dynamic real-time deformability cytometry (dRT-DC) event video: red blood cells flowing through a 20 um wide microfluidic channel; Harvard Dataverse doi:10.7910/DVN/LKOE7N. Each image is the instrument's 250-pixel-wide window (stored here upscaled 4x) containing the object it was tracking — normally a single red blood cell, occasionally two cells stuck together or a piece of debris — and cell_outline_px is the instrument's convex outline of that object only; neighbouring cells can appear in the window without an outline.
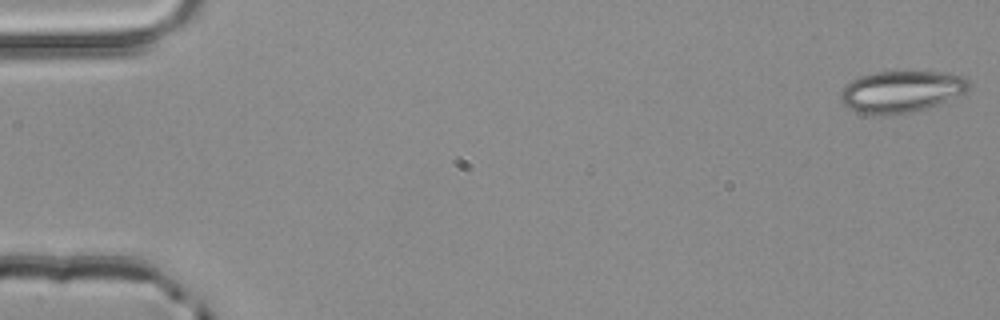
{"species": "common noctule bat (a hibernating species)", "species_latin": "Nyctalus noctula", "temperature_condition": "room temperature", "stored_images_in_passage": 3, "camera_frame_rate_fps": 3000, "um_per_image_px": 0.085, "animal": {"sex": "male", "body_mass_g": 20.4}, "frame": {"image": 1, "passage_image": 1, "time_ms": 0.0, "image_size_px": [1000, 320], "cell_outline_px": [[972, 84], [964, 92], [936, 104], [924, 108], [908, 112], [860, 112], [848, 108], [840, 100], [840, 92], [852, 80], [860, 76], [876, 72], [960, 72]], "centroid_in_image_um": [76.66, 7.72], "position_along_channel_um": 8.3, "area_um2": 30.23}}
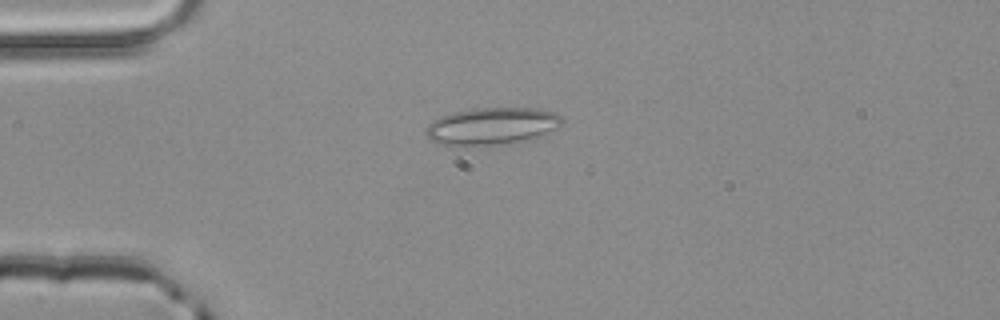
{"frame": {"image": 2, "passage_image": 3, "time_ms": 0.667, "image_size_px": [1000, 320], "cell_outline_px": [[564, 124], [560, 128], [544, 136], [532, 140], [484, 148], [456, 148], [440, 144], [432, 140], [428, 136], [428, 124], [432, 120], [440, 116], [452, 112], [472, 108], [540, 108], [556, 112], [564, 120]], "centroid_in_image_um": [41.88, 10.77], "position_along_channel_um": 43.1, "area_um2": 31.21}}